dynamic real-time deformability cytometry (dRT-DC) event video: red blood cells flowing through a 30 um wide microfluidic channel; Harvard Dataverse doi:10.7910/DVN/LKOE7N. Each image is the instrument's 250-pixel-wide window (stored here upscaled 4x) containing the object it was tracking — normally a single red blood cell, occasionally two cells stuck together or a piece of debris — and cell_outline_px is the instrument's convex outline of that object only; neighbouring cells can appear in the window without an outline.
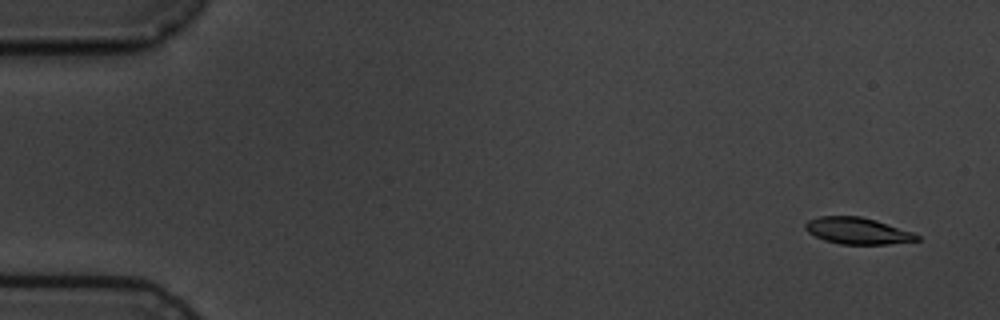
{"species": "common noctule bat (a hibernating species)", "species_latin": "Nyctalus noctula", "temperature_condition": "cold", "stored_images_in_passage": 5, "camera_frame_rate_fps": 3000, "um_per_image_px": 0.085, "animal": {"sex": "male", "body_mass_g": 19.5, "forearm_length_mm": 54.6}, "frame": {"image": 1, "passage_image": 1, "time_ms": 0.0, "image_size_px": [1000, 320], "cell_outline_px": [[920, 240], [888, 244], [840, 244], [824, 240], [808, 232], [804, 228], [804, 224], [808, 220], [820, 216], [860, 216], [876, 220], [912, 232], [920, 236]], "centroid_in_image_um": [72.87, 19.62], "position_along_channel_um": 12.1, "area_um2": 17.22}}
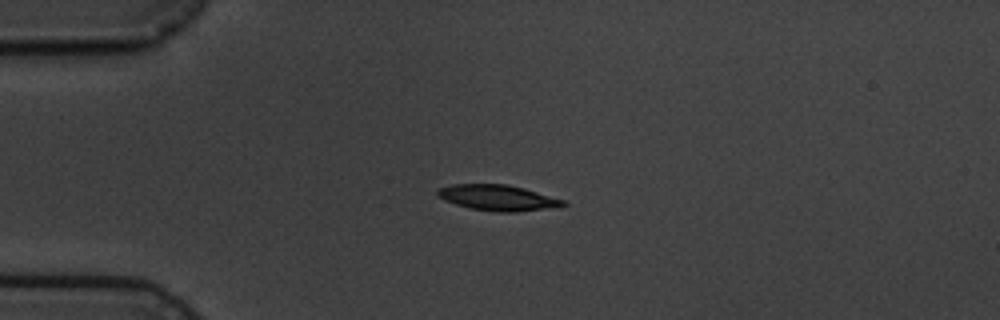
{"frame": {"image": 2, "passage_image": 4, "time_ms": 3.667, "image_size_px": [1000, 320], "cell_outline_px": [[568, 204], [560, 208], [516, 212], [496, 212], [468, 208], [444, 200], [436, 196], [436, 192], [440, 188], [452, 184], [508, 184], [524, 188], [564, 200]], "centroid_in_image_um": [42.35, 16.82], "position_along_channel_um": 42.6, "area_um2": 19.13}}